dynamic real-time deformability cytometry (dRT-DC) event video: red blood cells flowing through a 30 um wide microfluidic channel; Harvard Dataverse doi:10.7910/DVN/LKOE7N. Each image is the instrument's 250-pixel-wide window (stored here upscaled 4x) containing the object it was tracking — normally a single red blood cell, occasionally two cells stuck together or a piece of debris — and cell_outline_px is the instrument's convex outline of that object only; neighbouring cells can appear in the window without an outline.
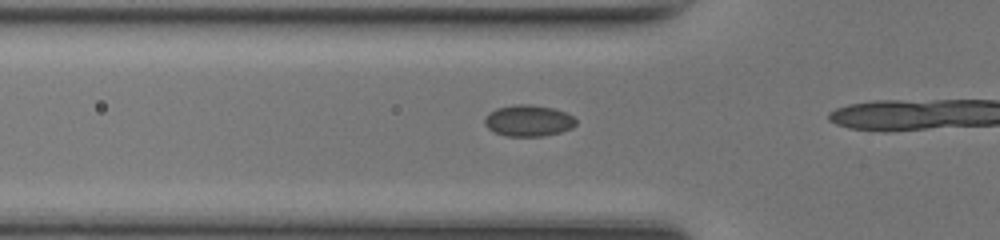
{"species": "common noctule bat (a hibernating species)", "species_latin": "Nyctalus noctula", "temperature_condition": "room temperature", "stored_images_in_passage": 15, "camera_frame_rate_fps": 3000, "um_per_image_px": 0.085, "animal": {"sex": "female", "body_mass_g": 17.0, "forearm_length_mm": 48.0}, "frame": {"image": 1, "passage_image": 13, "time_ms": 4.0, "image_size_px": [1000, 240], "cell_outline_px": [[576, 124], [572, 128], [560, 132], [544, 136], [508, 136], [496, 132], [488, 128], [484, 124], [484, 116], [488, 112], [496, 108], [516, 104], [532, 104], [552, 108], [564, 112], [572, 116], [576, 120]], "centroid_in_image_um": [44.89, 10.25], "position_along_channel_um": 80.9, "area_um2": 16.7}}